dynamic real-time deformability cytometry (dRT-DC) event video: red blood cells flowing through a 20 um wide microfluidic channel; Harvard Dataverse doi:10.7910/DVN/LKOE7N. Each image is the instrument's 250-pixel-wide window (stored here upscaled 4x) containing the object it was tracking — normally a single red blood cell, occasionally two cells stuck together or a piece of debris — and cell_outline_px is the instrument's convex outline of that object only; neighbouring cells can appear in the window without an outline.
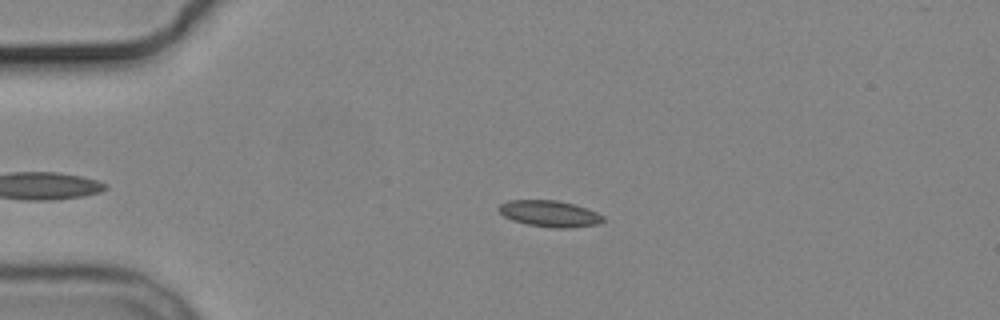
{"species": "common noctule bat (a hibernating species)", "species_latin": "Nyctalus noctula", "temperature_condition": "cold", "stored_images_in_passage": 3, "camera_frame_rate_fps": 3000, "um_per_image_px": 0.085, "animal": {"sex": "male", "body_mass_g": 19.2, "forearm_length_mm": 51.8}, "frame": {"image": 1, "passage_image": 2, "time_ms": 1.333, "image_size_px": [1000, 320], "cell_outline_px": [[604, 220], [600, 224], [568, 228], [556, 228], [528, 224], [512, 220], [504, 216], [496, 208], [500, 204], [508, 200], [556, 200], [588, 208], [604, 216]], "centroid_in_image_um": [46.72, 18.16], "position_along_channel_um": 38.3, "area_um2": 16.01}}